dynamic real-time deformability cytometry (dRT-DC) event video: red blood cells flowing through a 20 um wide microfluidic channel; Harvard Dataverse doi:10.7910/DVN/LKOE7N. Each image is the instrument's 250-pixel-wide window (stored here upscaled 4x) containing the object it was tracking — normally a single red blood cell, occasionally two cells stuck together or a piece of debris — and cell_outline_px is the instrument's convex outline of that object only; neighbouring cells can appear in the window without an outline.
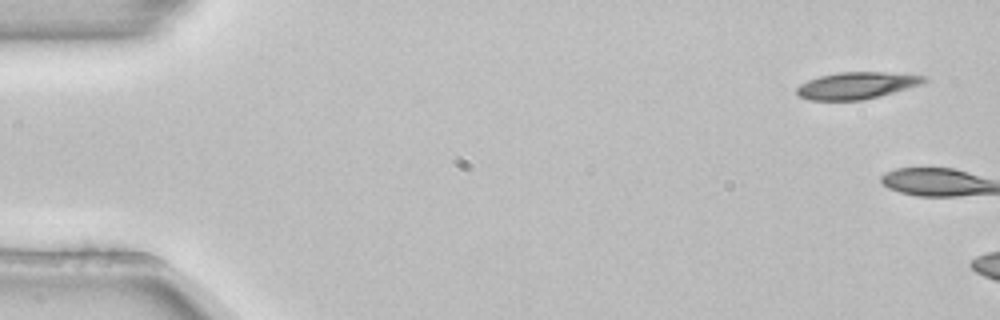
{"species": "common noctule bat (a hibernating species)", "species_latin": "Nyctalus noctula", "temperature_condition": "room temperature", "stored_images_in_passage": 3, "camera_frame_rate_fps": 3000, "um_per_image_px": 0.085, "animal": {"sex": "female", "body_mass_g": 22.7, "forearm_length_mm": 54.2}, "frame": {"image": 1, "passage_image": 1, "time_ms": 0.0, "image_size_px": [1000, 320], "cell_outline_px": [[928, 80], [920, 84], [880, 96], [864, 100], [808, 100], [800, 96], [796, 92], [796, 88], [800, 84], [808, 80], [820, 76], [840, 72], [884, 72], [924, 76]], "centroid_in_image_um": [72.77, 7.27], "position_along_channel_um": 12.2, "area_um2": 19.71}}